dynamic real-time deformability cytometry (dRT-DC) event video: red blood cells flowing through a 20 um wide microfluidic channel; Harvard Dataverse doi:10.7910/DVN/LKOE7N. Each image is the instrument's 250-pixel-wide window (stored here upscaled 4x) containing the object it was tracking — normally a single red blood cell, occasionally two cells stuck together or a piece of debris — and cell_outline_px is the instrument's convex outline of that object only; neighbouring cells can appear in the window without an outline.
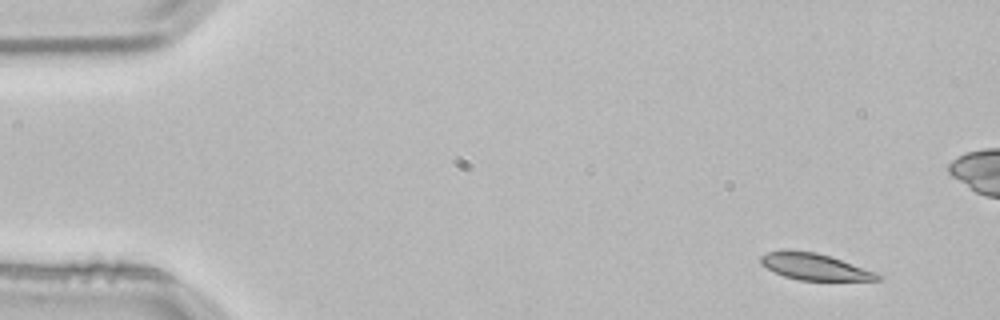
{"species": "common noctule bat (a hibernating species)", "species_latin": "Nyctalus noctula", "temperature_condition": "room temperature", "stored_images_in_passage": 4, "camera_frame_rate_fps": 3000, "um_per_image_px": 0.085, "animal": {"sex": "male", "body_mass_g": 21.5, "forearm_length_mm": 52.0}, "frame": {"image": 1, "passage_image": 1, "time_ms": 0.0, "image_size_px": [1000, 320], "cell_outline_px": [[884, 276], [880, 280], [800, 280], [784, 276], [760, 264], [760, 256], [768, 252], [780, 248], [788, 248], [816, 252], [884, 272]], "centroid_in_image_um": [69.34, 22.64], "position_along_channel_um": 15.7, "area_um2": 18.84}}